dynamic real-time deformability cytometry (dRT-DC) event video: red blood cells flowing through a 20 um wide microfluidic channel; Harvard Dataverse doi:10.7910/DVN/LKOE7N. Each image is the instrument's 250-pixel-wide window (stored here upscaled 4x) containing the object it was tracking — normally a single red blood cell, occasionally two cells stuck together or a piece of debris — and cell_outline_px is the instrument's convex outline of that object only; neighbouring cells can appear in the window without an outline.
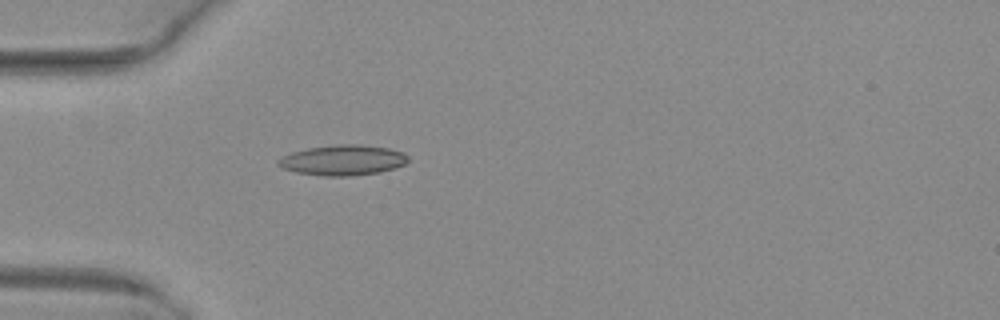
{"species": "common noctule bat (a hibernating species)", "species_latin": "Nyctalus noctula", "temperature_condition": "warm", "stored_images_in_passage": 1, "camera_frame_rate_fps": 3000, "um_per_image_px": 0.085, "animal": {"sex": "female", "body_mass_g": 29.2, "forearm_length_mm": 56.3}, "frame": {"image": 1, "passage_image": 1, "time_ms": 0.0, "image_size_px": [1000, 320], "cell_outline_px": [[408, 160], [404, 164], [380, 172], [348, 176], [324, 176], [296, 172], [284, 168], [276, 164], [276, 160], [292, 152], [308, 148], [336, 144], [360, 144], [388, 148], [404, 152], [408, 156]], "centroid_in_image_um": [29.13, 13.6], "position_along_channel_um": 55.9, "area_um2": 22.89}}